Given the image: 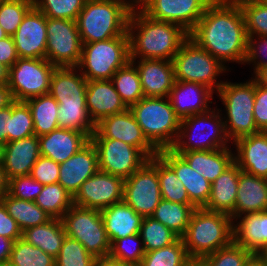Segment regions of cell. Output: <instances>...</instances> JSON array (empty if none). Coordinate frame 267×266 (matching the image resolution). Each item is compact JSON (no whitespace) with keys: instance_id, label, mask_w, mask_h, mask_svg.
Instances as JSON below:
<instances>
[{"instance_id":"31","label":"cell","mask_w":267,"mask_h":266,"mask_svg":"<svg viewBox=\"0 0 267 266\" xmlns=\"http://www.w3.org/2000/svg\"><path fill=\"white\" fill-rule=\"evenodd\" d=\"M233 225V241L253 254L267 247V211L244 214Z\"/></svg>"},{"instance_id":"69","label":"cell","mask_w":267,"mask_h":266,"mask_svg":"<svg viewBox=\"0 0 267 266\" xmlns=\"http://www.w3.org/2000/svg\"><path fill=\"white\" fill-rule=\"evenodd\" d=\"M144 0H132L133 6L140 5Z\"/></svg>"},{"instance_id":"11","label":"cell","mask_w":267,"mask_h":266,"mask_svg":"<svg viewBox=\"0 0 267 266\" xmlns=\"http://www.w3.org/2000/svg\"><path fill=\"white\" fill-rule=\"evenodd\" d=\"M55 68L46 58H19L9 69L7 84L14 101H27L48 94Z\"/></svg>"},{"instance_id":"55","label":"cell","mask_w":267,"mask_h":266,"mask_svg":"<svg viewBox=\"0 0 267 266\" xmlns=\"http://www.w3.org/2000/svg\"><path fill=\"white\" fill-rule=\"evenodd\" d=\"M0 236L16 241L22 238V231L17 222L7 213L4 204L0 201Z\"/></svg>"},{"instance_id":"27","label":"cell","mask_w":267,"mask_h":266,"mask_svg":"<svg viewBox=\"0 0 267 266\" xmlns=\"http://www.w3.org/2000/svg\"><path fill=\"white\" fill-rule=\"evenodd\" d=\"M240 172L239 166L234 162L211 183L210 197L203 208L208 211L227 214L235 221V204Z\"/></svg>"},{"instance_id":"70","label":"cell","mask_w":267,"mask_h":266,"mask_svg":"<svg viewBox=\"0 0 267 266\" xmlns=\"http://www.w3.org/2000/svg\"><path fill=\"white\" fill-rule=\"evenodd\" d=\"M3 147H4V145H2V144L0 143V163L2 162Z\"/></svg>"},{"instance_id":"24","label":"cell","mask_w":267,"mask_h":266,"mask_svg":"<svg viewBox=\"0 0 267 266\" xmlns=\"http://www.w3.org/2000/svg\"><path fill=\"white\" fill-rule=\"evenodd\" d=\"M158 155L174 170L186 188L190 201L197 208H203L210 197L211 183L194 171L180 154L171 149L160 150Z\"/></svg>"},{"instance_id":"3","label":"cell","mask_w":267,"mask_h":266,"mask_svg":"<svg viewBox=\"0 0 267 266\" xmlns=\"http://www.w3.org/2000/svg\"><path fill=\"white\" fill-rule=\"evenodd\" d=\"M133 7L132 0H86L76 19L82 44L124 35Z\"/></svg>"},{"instance_id":"64","label":"cell","mask_w":267,"mask_h":266,"mask_svg":"<svg viewBox=\"0 0 267 266\" xmlns=\"http://www.w3.org/2000/svg\"><path fill=\"white\" fill-rule=\"evenodd\" d=\"M9 68L0 63V85L8 84Z\"/></svg>"},{"instance_id":"36","label":"cell","mask_w":267,"mask_h":266,"mask_svg":"<svg viewBox=\"0 0 267 266\" xmlns=\"http://www.w3.org/2000/svg\"><path fill=\"white\" fill-rule=\"evenodd\" d=\"M195 208L197 207L194 204H180L161 199L151 217L181 238L188 227Z\"/></svg>"},{"instance_id":"50","label":"cell","mask_w":267,"mask_h":266,"mask_svg":"<svg viewBox=\"0 0 267 266\" xmlns=\"http://www.w3.org/2000/svg\"><path fill=\"white\" fill-rule=\"evenodd\" d=\"M94 260L80 242L68 236L65 237L55 258L56 266H93Z\"/></svg>"},{"instance_id":"26","label":"cell","mask_w":267,"mask_h":266,"mask_svg":"<svg viewBox=\"0 0 267 266\" xmlns=\"http://www.w3.org/2000/svg\"><path fill=\"white\" fill-rule=\"evenodd\" d=\"M38 139L40 155L59 164L67 161L90 141L84 133L63 128L39 136Z\"/></svg>"},{"instance_id":"13","label":"cell","mask_w":267,"mask_h":266,"mask_svg":"<svg viewBox=\"0 0 267 266\" xmlns=\"http://www.w3.org/2000/svg\"><path fill=\"white\" fill-rule=\"evenodd\" d=\"M45 58L55 67H77L82 42L76 21L47 17Z\"/></svg>"},{"instance_id":"61","label":"cell","mask_w":267,"mask_h":266,"mask_svg":"<svg viewBox=\"0 0 267 266\" xmlns=\"http://www.w3.org/2000/svg\"><path fill=\"white\" fill-rule=\"evenodd\" d=\"M7 192H8V179L2 167V163H0V200L7 194Z\"/></svg>"},{"instance_id":"38","label":"cell","mask_w":267,"mask_h":266,"mask_svg":"<svg viewBox=\"0 0 267 266\" xmlns=\"http://www.w3.org/2000/svg\"><path fill=\"white\" fill-rule=\"evenodd\" d=\"M59 128L72 129L84 133L89 139L95 132L86 103H58Z\"/></svg>"},{"instance_id":"4","label":"cell","mask_w":267,"mask_h":266,"mask_svg":"<svg viewBox=\"0 0 267 266\" xmlns=\"http://www.w3.org/2000/svg\"><path fill=\"white\" fill-rule=\"evenodd\" d=\"M232 217L205 208H195L181 237L191 259H200L233 241Z\"/></svg>"},{"instance_id":"62","label":"cell","mask_w":267,"mask_h":266,"mask_svg":"<svg viewBox=\"0 0 267 266\" xmlns=\"http://www.w3.org/2000/svg\"><path fill=\"white\" fill-rule=\"evenodd\" d=\"M254 76V79L259 85L267 88V67L259 69Z\"/></svg>"},{"instance_id":"67","label":"cell","mask_w":267,"mask_h":266,"mask_svg":"<svg viewBox=\"0 0 267 266\" xmlns=\"http://www.w3.org/2000/svg\"><path fill=\"white\" fill-rule=\"evenodd\" d=\"M260 257L266 262L267 264V247L264 248L260 253H259Z\"/></svg>"},{"instance_id":"5","label":"cell","mask_w":267,"mask_h":266,"mask_svg":"<svg viewBox=\"0 0 267 266\" xmlns=\"http://www.w3.org/2000/svg\"><path fill=\"white\" fill-rule=\"evenodd\" d=\"M129 110L147 140L158 150L170 149L176 141L181 119L168 97H143Z\"/></svg>"},{"instance_id":"19","label":"cell","mask_w":267,"mask_h":266,"mask_svg":"<svg viewBox=\"0 0 267 266\" xmlns=\"http://www.w3.org/2000/svg\"><path fill=\"white\" fill-rule=\"evenodd\" d=\"M98 170L97 151L89 141L67 161L60 164L58 183L74 197L81 185Z\"/></svg>"},{"instance_id":"58","label":"cell","mask_w":267,"mask_h":266,"mask_svg":"<svg viewBox=\"0 0 267 266\" xmlns=\"http://www.w3.org/2000/svg\"><path fill=\"white\" fill-rule=\"evenodd\" d=\"M14 242L12 239L0 236V266L8 264Z\"/></svg>"},{"instance_id":"16","label":"cell","mask_w":267,"mask_h":266,"mask_svg":"<svg viewBox=\"0 0 267 266\" xmlns=\"http://www.w3.org/2000/svg\"><path fill=\"white\" fill-rule=\"evenodd\" d=\"M125 179L98 170L73 197V205L102 210L123 201Z\"/></svg>"},{"instance_id":"28","label":"cell","mask_w":267,"mask_h":266,"mask_svg":"<svg viewBox=\"0 0 267 266\" xmlns=\"http://www.w3.org/2000/svg\"><path fill=\"white\" fill-rule=\"evenodd\" d=\"M101 215L111 245L117 239L139 233L144 218L124 201L102 209Z\"/></svg>"},{"instance_id":"68","label":"cell","mask_w":267,"mask_h":266,"mask_svg":"<svg viewBox=\"0 0 267 266\" xmlns=\"http://www.w3.org/2000/svg\"><path fill=\"white\" fill-rule=\"evenodd\" d=\"M8 37L7 33L4 31V29L0 26V40Z\"/></svg>"},{"instance_id":"57","label":"cell","mask_w":267,"mask_h":266,"mask_svg":"<svg viewBox=\"0 0 267 266\" xmlns=\"http://www.w3.org/2000/svg\"><path fill=\"white\" fill-rule=\"evenodd\" d=\"M12 115V104L0 109V143L5 145L9 142V118Z\"/></svg>"},{"instance_id":"34","label":"cell","mask_w":267,"mask_h":266,"mask_svg":"<svg viewBox=\"0 0 267 266\" xmlns=\"http://www.w3.org/2000/svg\"><path fill=\"white\" fill-rule=\"evenodd\" d=\"M32 114L36 136L49 134L59 128L58 102L48 93L25 101Z\"/></svg>"},{"instance_id":"65","label":"cell","mask_w":267,"mask_h":266,"mask_svg":"<svg viewBox=\"0 0 267 266\" xmlns=\"http://www.w3.org/2000/svg\"><path fill=\"white\" fill-rule=\"evenodd\" d=\"M185 266H205L200 259H190Z\"/></svg>"},{"instance_id":"46","label":"cell","mask_w":267,"mask_h":266,"mask_svg":"<svg viewBox=\"0 0 267 266\" xmlns=\"http://www.w3.org/2000/svg\"><path fill=\"white\" fill-rule=\"evenodd\" d=\"M35 135L31 110L25 101L12 103L9 118V142Z\"/></svg>"},{"instance_id":"9","label":"cell","mask_w":267,"mask_h":266,"mask_svg":"<svg viewBox=\"0 0 267 266\" xmlns=\"http://www.w3.org/2000/svg\"><path fill=\"white\" fill-rule=\"evenodd\" d=\"M172 62L177 81L199 83L214 92L224 83L216 80L220 73L226 71V66L190 38L182 44Z\"/></svg>"},{"instance_id":"20","label":"cell","mask_w":267,"mask_h":266,"mask_svg":"<svg viewBox=\"0 0 267 266\" xmlns=\"http://www.w3.org/2000/svg\"><path fill=\"white\" fill-rule=\"evenodd\" d=\"M213 93L205 85L175 80L168 98L174 112L182 120L191 115L205 113L212 109L208 104H212L210 100L213 99Z\"/></svg>"},{"instance_id":"12","label":"cell","mask_w":267,"mask_h":266,"mask_svg":"<svg viewBox=\"0 0 267 266\" xmlns=\"http://www.w3.org/2000/svg\"><path fill=\"white\" fill-rule=\"evenodd\" d=\"M161 199L156 155L125 179L123 201L147 217L154 213Z\"/></svg>"},{"instance_id":"6","label":"cell","mask_w":267,"mask_h":266,"mask_svg":"<svg viewBox=\"0 0 267 266\" xmlns=\"http://www.w3.org/2000/svg\"><path fill=\"white\" fill-rule=\"evenodd\" d=\"M225 105L226 116L223 119L228 139H237L260 132L254 119L255 79L246 83L225 82L217 91Z\"/></svg>"},{"instance_id":"21","label":"cell","mask_w":267,"mask_h":266,"mask_svg":"<svg viewBox=\"0 0 267 266\" xmlns=\"http://www.w3.org/2000/svg\"><path fill=\"white\" fill-rule=\"evenodd\" d=\"M86 108L94 124L105 117L128 109L111 80L87 81Z\"/></svg>"},{"instance_id":"23","label":"cell","mask_w":267,"mask_h":266,"mask_svg":"<svg viewBox=\"0 0 267 266\" xmlns=\"http://www.w3.org/2000/svg\"><path fill=\"white\" fill-rule=\"evenodd\" d=\"M231 143L236 145L234 162L239 169L267 179V131L244 136Z\"/></svg>"},{"instance_id":"25","label":"cell","mask_w":267,"mask_h":266,"mask_svg":"<svg viewBox=\"0 0 267 266\" xmlns=\"http://www.w3.org/2000/svg\"><path fill=\"white\" fill-rule=\"evenodd\" d=\"M40 156L39 139L36 135L6 143L1 163L7 179L30 175Z\"/></svg>"},{"instance_id":"42","label":"cell","mask_w":267,"mask_h":266,"mask_svg":"<svg viewBox=\"0 0 267 266\" xmlns=\"http://www.w3.org/2000/svg\"><path fill=\"white\" fill-rule=\"evenodd\" d=\"M139 235L145 252L160 249L174 243L179 237L151 216L143 218Z\"/></svg>"},{"instance_id":"52","label":"cell","mask_w":267,"mask_h":266,"mask_svg":"<svg viewBox=\"0 0 267 266\" xmlns=\"http://www.w3.org/2000/svg\"><path fill=\"white\" fill-rule=\"evenodd\" d=\"M60 164L54 160L40 156L33 165L30 176L40 184L58 183Z\"/></svg>"},{"instance_id":"44","label":"cell","mask_w":267,"mask_h":266,"mask_svg":"<svg viewBox=\"0 0 267 266\" xmlns=\"http://www.w3.org/2000/svg\"><path fill=\"white\" fill-rule=\"evenodd\" d=\"M86 0H33V6L46 17L76 21Z\"/></svg>"},{"instance_id":"41","label":"cell","mask_w":267,"mask_h":266,"mask_svg":"<svg viewBox=\"0 0 267 266\" xmlns=\"http://www.w3.org/2000/svg\"><path fill=\"white\" fill-rule=\"evenodd\" d=\"M191 258L178 238L169 246L145 252L139 266H185Z\"/></svg>"},{"instance_id":"40","label":"cell","mask_w":267,"mask_h":266,"mask_svg":"<svg viewBox=\"0 0 267 266\" xmlns=\"http://www.w3.org/2000/svg\"><path fill=\"white\" fill-rule=\"evenodd\" d=\"M157 173L162 199L180 204H193L174 170L157 155Z\"/></svg>"},{"instance_id":"59","label":"cell","mask_w":267,"mask_h":266,"mask_svg":"<svg viewBox=\"0 0 267 266\" xmlns=\"http://www.w3.org/2000/svg\"><path fill=\"white\" fill-rule=\"evenodd\" d=\"M13 102L14 98L8 85H0V109L6 108Z\"/></svg>"},{"instance_id":"14","label":"cell","mask_w":267,"mask_h":266,"mask_svg":"<svg viewBox=\"0 0 267 266\" xmlns=\"http://www.w3.org/2000/svg\"><path fill=\"white\" fill-rule=\"evenodd\" d=\"M96 148L99 170L124 179L150 158L139 148L115 139H90Z\"/></svg>"},{"instance_id":"33","label":"cell","mask_w":267,"mask_h":266,"mask_svg":"<svg viewBox=\"0 0 267 266\" xmlns=\"http://www.w3.org/2000/svg\"><path fill=\"white\" fill-rule=\"evenodd\" d=\"M61 219L52 218L45 224L22 231V238L56 258L66 237Z\"/></svg>"},{"instance_id":"1","label":"cell","mask_w":267,"mask_h":266,"mask_svg":"<svg viewBox=\"0 0 267 266\" xmlns=\"http://www.w3.org/2000/svg\"><path fill=\"white\" fill-rule=\"evenodd\" d=\"M189 38L223 65L229 61L244 64L247 34L239 4L212 2L189 33Z\"/></svg>"},{"instance_id":"53","label":"cell","mask_w":267,"mask_h":266,"mask_svg":"<svg viewBox=\"0 0 267 266\" xmlns=\"http://www.w3.org/2000/svg\"><path fill=\"white\" fill-rule=\"evenodd\" d=\"M254 37V35H247V53L244 63H254V73H256L259 69L267 67V36L255 37L259 42ZM262 53H265V57Z\"/></svg>"},{"instance_id":"45","label":"cell","mask_w":267,"mask_h":266,"mask_svg":"<svg viewBox=\"0 0 267 266\" xmlns=\"http://www.w3.org/2000/svg\"><path fill=\"white\" fill-rule=\"evenodd\" d=\"M247 35L267 36V4L263 0H246L239 3Z\"/></svg>"},{"instance_id":"54","label":"cell","mask_w":267,"mask_h":266,"mask_svg":"<svg viewBox=\"0 0 267 266\" xmlns=\"http://www.w3.org/2000/svg\"><path fill=\"white\" fill-rule=\"evenodd\" d=\"M254 119L260 131H267V88L255 80Z\"/></svg>"},{"instance_id":"49","label":"cell","mask_w":267,"mask_h":266,"mask_svg":"<svg viewBox=\"0 0 267 266\" xmlns=\"http://www.w3.org/2000/svg\"><path fill=\"white\" fill-rule=\"evenodd\" d=\"M141 237L139 233L131 236H126L121 239H117L112 245L110 250V256L118 259L119 261L131 265L139 266L142 258L145 255L143 242L140 241ZM136 243V247L134 246ZM131 244H134L133 249ZM129 245V246H128Z\"/></svg>"},{"instance_id":"7","label":"cell","mask_w":267,"mask_h":266,"mask_svg":"<svg viewBox=\"0 0 267 266\" xmlns=\"http://www.w3.org/2000/svg\"><path fill=\"white\" fill-rule=\"evenodd\" d=\"M129 61V37L126 32L119 37L82 44L77 68L87 81L111 80L117 70Z\"/></svg>"},{"instance_id":"10","label":"cell","mask_w":267,"mask_h":266,"mask_svg":"<svg viewBox=\"0 0 267 266\" xmlns=\"http://www.w3.org/2000/svg\"><path fill=\"white\" fill-rule=\"evenodd\" d=\"M66 235L80 242L94 258L110 255L101 210L72 205L61 218Z\"/></svg>"},{"instance_id":"2","label":"cell","mask_w":267,"mask_h":266,"mask_svg":"<svg viewBox=\"0 0 267 266\" xmlns=\"http://www.w3.org/2000/svg\"><path fill=\"white\" fill-rule=\"evenodd\" d=\"M127 33L130 60L135 61L136 58L172 61L189 38L181 26L151 19L135 6L129 16Z\"/></svg>"},{"instance_id":"63","label":"cell","mask_w":267,"mask_h":266,"mask_svg":"<svg viewBox=\"0 0 267 266\" xmlns=\"http://www.w3.org/2000/svg\"><path fill=\"white\" fill-rule=\"evenodd\" d=\"M244 266H267L266 262L260 257L259 254H253Z\"/></svg>"},{"instance_id":"17","label":"cell","mask_w":267,"mask_h":266,"mask_svg":"<svg viewBox=\"0 0 267 266\" xmlns=\"http://www.w3.org/2000/svg\"><path fill=\"white\" fill-rule=\"evenodd\" d=\"M90 139H115L141 149L149 158L158 150L147 140L129 108L122 113L110 115L95 124Z\"/></svg>"},{"instance_id":"15","label":"cell","mask_w":267,"mask_h":266,"mask_svg":"<svg viewBox=\"0 0 267 266\" xmlns=\"http://www.w3.org/2000/svg\"><path fill=\"white\" fill-rule=\"evenodd\" d=\"M211 0H144L138 8L148 17L181 26L190 33Z\"/></svg>"},{"instance_id":"29","label":"cell","mask_w":267,"mask_h":266,"mask_svg":"<svg viewBox=\"0 0 267 266\" xmlns=\"http://www.w3.org/2000/svg\"><path fill=\"white\" fill-rule=\"evenodd\" d=\"M86 89L87 80L82 73L78 74L77 67L54 69L49 94L58 103H86Z\"/></svg>"},{"instance_id":"51","label":"cell","mask_w":267,"mask_h":266,"mask_svg":"<svg viewBox=\"0 0 267 266\" xmlns=\"http://www.w3.org/2000/svg\"><path fill=\"white\" fill-rule=\"evenodd\" d=\"M43 186L30 175L16 176L8 180L7 194L21 200L34 202Z\"/></svg>"},{"instance_id":"48","label":"cell","mask_w":267,"mask_h":266,"mask_svg":"<svg viewBox=\"0 0 267 266\" xmlns=\"http://www.w3.org/2000/svg\"><path fill=\"white\" fill-rule=\"evenodd\" d=\"M253 253L232 241L214 253L208 254L200 260L205 266H244Z\"/></svg>"},{"instance_id":"43","label":"cell","mask_w":267,"mask_h":266,"mask_svg":"<svg viewBox=\"0 0 267 266\" xmlns=\"http://www.w3.org/2000/svg\"><path fill=\"white\" fill-rule=\"evenodd\" d=\"M8 265L56 266V262L54 257L20 238L14 242Z\"/></svg>"},{"instance_id":"30","label":"cell","mask_w":267,"mask_h":266,"mask_svg":"<svg viewBox=\"0 0 267 266\" xmlns=\"http://www.w3.org/2000/svg\"><path fill=\"white\" fill-rule=\"evenodd\" d=\"M267 211V179L240 172L235 218L243 214Z\"/></svg>"},{"instance_id":"35","label":"cell","mask_w":267,"mask_h":266,"mask_svg":"<svg viewBox=\"0 0 267 266\" xmlns=\"http://www.w3.org/2000/svg\"><path fill=\"white\" fill-rule=\"evenodd\" d=\"M0 201L4 204L7 213L17 222L21 231L45 224L52 219L33 201L21 200L8 194Z\"/></svg>"},{"instance_id":"8","label":"cell","mask_w":267,"mask_h":266,"mask_svg":"<svg viewBox=\"0 0 267 266\" xmlns=\"http://www.w3.org/2000/svg\"><path fill=\"white\" fill-rule=\"evenodd\" d=\"M216 110L217 112H215ZM219 112L218 109L214 108L205 113L191 115L182 119L178 136L170 149L180 154L188 151L227 148L229 146L227 143H230V140L225 131L222 114L219 115ZM194 130H197V133H194ZM186 138L188 141H185ZM195 139L198 140L196 141Z\"/></svg>"},{"instance_id":"56","label":"cell","mask_w":267,"mask_h":266,"mask_svg":"<svg viewBox=\"0 0 267 266\" xmlns=\"http://www.w3.org/2000/svg\"><path fill=\"white\" fill-rule=\"evenodd\" d=\"M19 59L16 51L14 39L8 36L0 40V63L7 66L9 69Z\"/></svg>"},{"instance_id":"66","label":"cell","mask_w":267,"mask_h":266,"mask_svg":"<svg viewBox=\"0 0 267 266\" xmlns=\"http://www.w3.org/2000/svg\"><path fill=\"white\" fill-rule=\"evenodd\" d=\"M214 3H229V4H239L242 1L246 0H211Z\"/></svg>"},{"instance_id":"60","label":"cell","mask_w":267,"mask_h":266,"mask_svg":"<svg viewBox=\"0 0 267 266\" xmlns=\"http://www.w3.org/2000/svg\"><path fill=\"white\" fill-rule=\"evenodd\" d=\"M93 266H131L125 264L118 259L112 258L110 255L104 257H97L94 260Z\"/></svg>"},{"instance_id":"37","label":"cell","mask_w":267,"mask_h":266,"mask_svg":"<svg viewBox=\"0 0 267 266\" xmlns=\"http://www.w3.org/2000/svg\"><path fill=\"white\" fill-rule=\"evenodd\" d=\"M111 81L121 100L128 108L145 97L136 64L131 60L117 70Z\"/></svg>"},{"instance_id":"47","label":"cell","mask_w":267,"mask_h":266,"mask_svg":"<svg viewBox=\"0 0 267 266\" xmlns=\"http://www.w3.org/2000/svg\"><path fill=\"white\" fill-rule=\"evenodd\" d=\"M33 7V0H4L0 3V26L13 36L24 16Z\"/></svg>"},{"instance_id":"32","label":"cell","mask_w":267,"mask_h":266,"mask_svg":"<svg viewBox=\"0 0 267 266\" xmlns=\"http://www.w3.org/2000/svg\"><path fill=\"white\" fill-rule=\"evenodd\" d=\"M180 155L194 171L202 175L210 183H213L234 163V154L229 147L181 152Z\"/></svg>"},{"instance_id":"22","label":"cell","mask_w":267,"mask_h":266,"mask_svg":"<svg viewBox=\"0 0 267 266\" xmlns=\"http://www.w3.org/2000/svg\"><path fill=\"white\" fill-rule=\"evenodd\" d=\"M145 97H168L175 83L174 65L169 60L140 59L135 62Z\"/></svg>"},{"instance_id":"39","label":"cell","mask_w":267,"mask_h":266,"mask_svg":"<svg viewBox=\"0 0 267 266\" xmlns=\"http://www.w3.org/2000/svg\"><path fill=\"white\" fill-rule=\"evenodd\" d=\"M44 212L56 219L73 205V197L59 183L44 185L34 201Z\"/></svg>"},{"instance_id":"18","label":"cell","mask_w":267,"mask_h":266,"mask_svg":"<svg viewBox=\"0 0 267 266\" xmlns=\"http://www.w3.org/2000/svg\"><path fill=\"white\" fill-rule=\"evenodd\" d=\"M47 17L34 6L24 16L12 36L19 58L44 59L47 43Z\"/></svg>"}]
</instances>
